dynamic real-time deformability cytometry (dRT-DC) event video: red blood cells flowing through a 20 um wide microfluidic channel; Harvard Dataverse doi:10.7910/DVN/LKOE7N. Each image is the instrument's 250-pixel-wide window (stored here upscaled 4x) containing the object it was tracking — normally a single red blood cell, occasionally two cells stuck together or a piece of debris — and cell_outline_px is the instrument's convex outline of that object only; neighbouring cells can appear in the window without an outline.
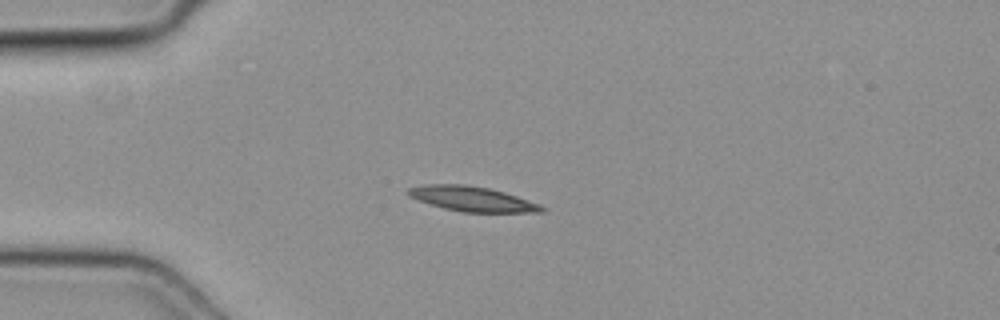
{"species": "common noctule bat (a hibernating species)", "species_latin": "Nyctalus noctula", "temperature_condition": "cold", "stored_images_in_passage": 50, "camera_frame_rate_fps": 3000, "um_per_image_px": 0.085, "animal": {"sex": "female", "body_mass_g": 19.3, "forearm_length_mm": 54.1}, "frame": {"image": 1, "passage_image": 13, "time_ms": 4.0, "image_size_px": [1000, 320], "cell_outline_px": [[548, 208], [544, 212], [460, 212], [444, 208], [408, 196], [404, 192], [408, 188], [424, 184], [468, 184], [488, 188], [504, 192], [540, 204]], "centroid_in_image_um": [40.13, 16.9], "position_along_channel_um": 44.9, "area_um2": 19.42}}
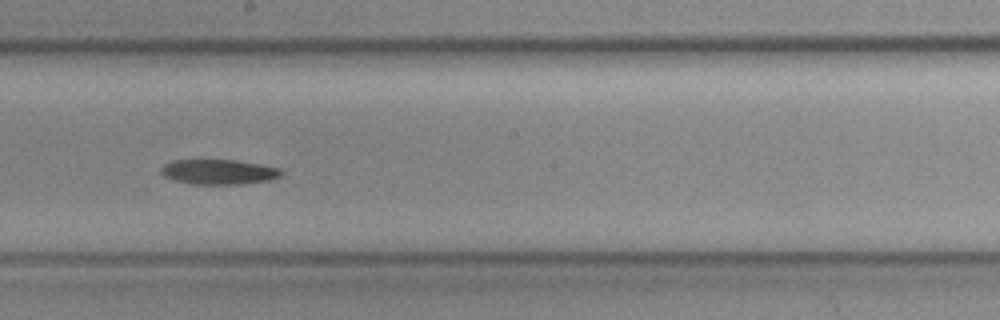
{"frame": {"image": 2, "passage_image": 28, "time_ms": 9.0, "image_size_px": [1000, 320], "cell_outline_px": [[284, 172], [280, 176], [268, 180], [240, 184], [192, 184], [172, 180], [164, 176], [160, 172], [160, 168], [164, 164], [172, 160], [236, 160], [260, 164], [280, 168]], "centroid_in_image_um": [18.56, 14.61], "position_along_channel_um": 229.6, "area_um2": 17.57}}
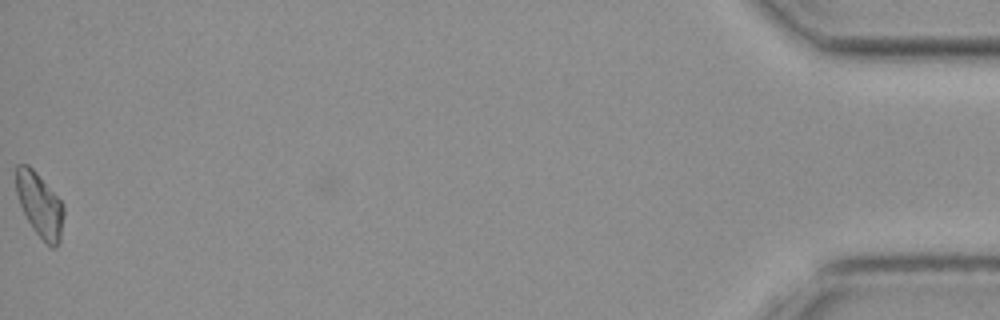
{"frame": {"image": 3, "passage_image": 50, "time_ms": 16.333, "image_size_px": [1000, 320], "cell_outline_px": [[64, 216], [60, 240], [56, 248], [48, 248], [32, 228], [20, 204], [16, 192], [16, 164], [28, 164], [36, 172], [60, 200], [64, 208]], "centroid_in_image_um": [3.38, 17.46], "position_along_channel_um": 431.8, "area_um2": 17.86}}